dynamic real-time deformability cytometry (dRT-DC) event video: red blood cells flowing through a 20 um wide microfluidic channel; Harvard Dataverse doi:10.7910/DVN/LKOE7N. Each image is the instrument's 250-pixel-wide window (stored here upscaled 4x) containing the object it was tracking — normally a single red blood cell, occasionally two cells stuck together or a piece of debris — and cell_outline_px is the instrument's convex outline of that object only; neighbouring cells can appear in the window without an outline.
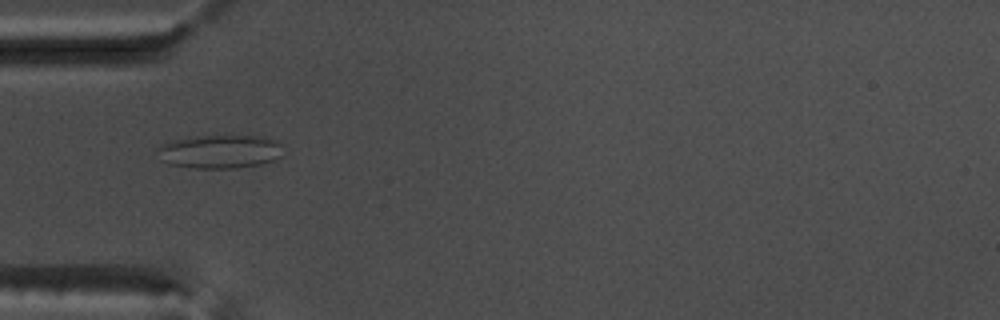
{"species": "common noctule bat (a hibernating species)", "species_latin": "Nyctalus noctula", "temperature_condition": "warm", "stored_images_in_passage": 44, "camera_frame_rate_fps": 3000, "um_per_image_px": 0.085, "animal": {"sex": "male", "body_mass_g": 17.5, "forearm_length_mm": 52.3}, "frame": {"image": 1, "passage_image": 8, "time_ms": 2.333, "image_size_px": [1000, 320], "cell_outline_px": [[280, 156], [272, 160], [260, 164], [236, 168], [196, 168], [168, 164], [160, 160], [156, 148], [160, 144], [176, 140], [200, 136], [264, 136], [280, 144]], "centroid_in_image_um": [18.63, 12.89], "position_along_channel_um": 66.4, "area_um2": 24.28}}
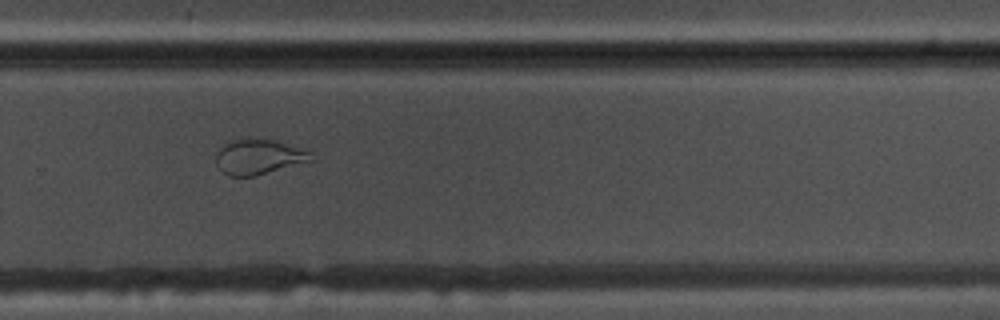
{"frame": {"image": 2, "passage_image": 27, "time_ms": 8.667, "image_size_px": [1000, 320], "cell_outline_px": [[316, 160], [256, 176], [228, 176], [220, 172], [216, 164], [216, 156], [220, 148], [224, 144], [232, 140], [272, 140], [312, 152]], "centroid_in_image_um": [22.0, 13.38], "position_along_channel_um": 307.8, "area_um2": 19.36}}
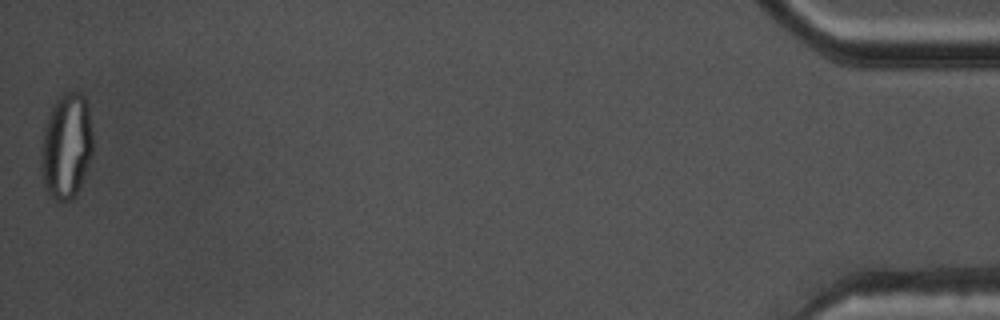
{"frame": {"image": 3, "passage_image": 44, "time_ms": 14.333, "image_size_px": [1000, 320], "cell_outline_px": [[92, 156], [80, 184], [72, 200], [56, 200], [44, 188], [44, 128], [48, 116], [56, 100], [64, 92], [80, 92], [84, 96], [88, 108], [92, 132]], "centroid_in_image_um": [5.7, 12.38], "position_along_channel_um": 429.5, "area_um2": 30.69}}